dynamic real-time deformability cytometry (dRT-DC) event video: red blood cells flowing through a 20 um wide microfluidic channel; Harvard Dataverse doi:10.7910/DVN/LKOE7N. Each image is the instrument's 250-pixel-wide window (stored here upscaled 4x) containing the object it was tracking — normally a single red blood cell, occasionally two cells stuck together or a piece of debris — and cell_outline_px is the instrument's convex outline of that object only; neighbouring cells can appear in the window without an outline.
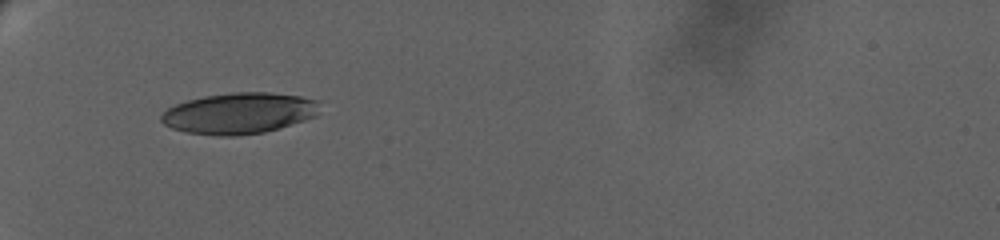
{"species": "human", "species_latin": "Homo sapiens", "temperature_condition": "warm", "stored_images_in_passage": 44, "camera_frame_rate_fps": 3000, "um_per_image_px": 0.085, "donor": {"sex": "female"}, "frame": {"image": 1, "passage_image": 1, "time_ms": 0.0, "image_size_px": [1000, 240], "cell_outline_px": [[316, 116], [304, 120], [264, 132], [236, 136], [216, 136], [188, 132], [172, 128], [164, 124], [160, 120], [160, 116], [168, 108], [176, 104], [188, 100], [204, 96], [232, 92], [268, 92], [300, 96], [316, 100]], "centroid_in_image_um": [20.27, 9.63], "position_along_channel_um": 64.7, "area_um2": 37.57}}
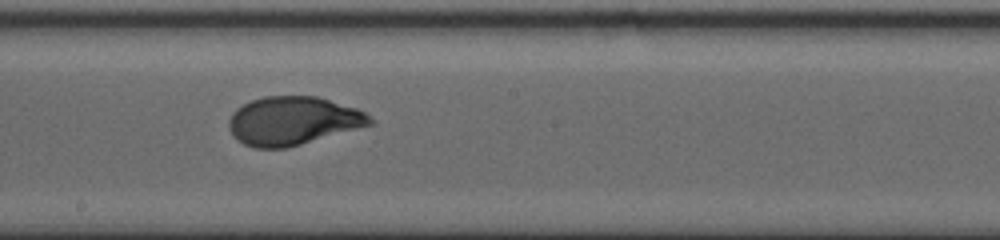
{"frame": {"image": 2, "passage_image": 23, "time_ms": 5.667, "image_size_px": [1000, 240], "cell_outline_px": [[372, 124], [300, 144], [284, 148], [256, 148], [244, 144], [236, 140], [232, 136], [228, 124], [228, 120], [232, 112], [236, 108], [252, 100], [264, 96], [316, 96], [356, 108], [364, 112], [372, 120]], "centroid_in_image_um": [24.83, 10.26], "position_along_channel_um": 223.4, "area_um2": 39.48}}
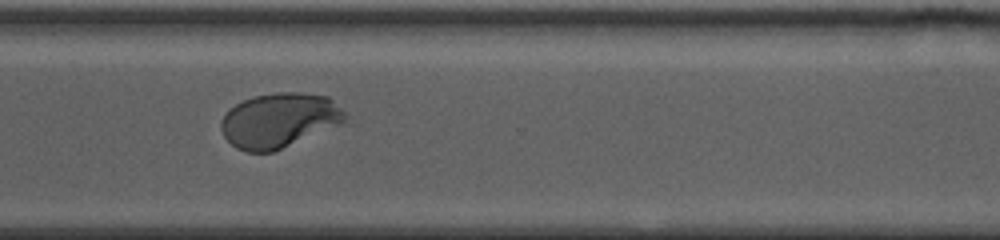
{"frame": {"image": 3, "passage_image": 43, "time_ms": 9.667, "image_size_px": [1000, 240], "cell_outline_px": [[348, 116], [344, 124], [272, 152], [248, 152], [236, 148], [224, 136], [220, 128], [220, 120], [228, 108], [252, 96], [276, 92], [304, 92], [328, 96]], "centroid_in_image_um": [23.74, 10.22], "position_along_channel_um": 346.9, "area_um2": 39.94}}